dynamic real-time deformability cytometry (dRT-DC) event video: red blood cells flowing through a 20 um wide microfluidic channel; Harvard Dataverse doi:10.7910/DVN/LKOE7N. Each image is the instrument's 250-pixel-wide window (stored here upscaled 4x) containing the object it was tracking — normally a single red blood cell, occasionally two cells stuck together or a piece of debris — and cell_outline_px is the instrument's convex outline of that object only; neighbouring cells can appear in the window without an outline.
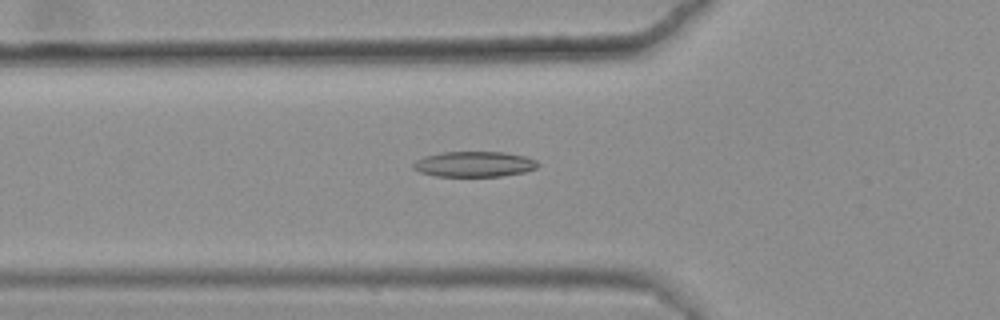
{"species": "common noctule bat (a hibernating species)", "species_latin": "Nyctalus noctula", "temperature_condition": "warm", "stored_images_in_passage": 50, "camera_frame_rate_fps": 3000, "um_per_image_px": 0.085, "animal": {"sex": "female", "body_mass_g": 25.1}, "frame": {"image": 1, "passage_image": 20, "time_ms": 6.333, "image_size_px": [1000, 320], "cell_outline_px": [[540, 164], [536, 168], [524, 172], [500, 176], [436, 176], [420, 172], [412, 168], [412, 164], [416, 160], [424, 156], [444, 152], [504, 152], [528, 156], [536, 160]], "centroid_in_image_um": [40.32, 13.94], "position_along_channel_um": 85.5, "area_um2": 18.55}}
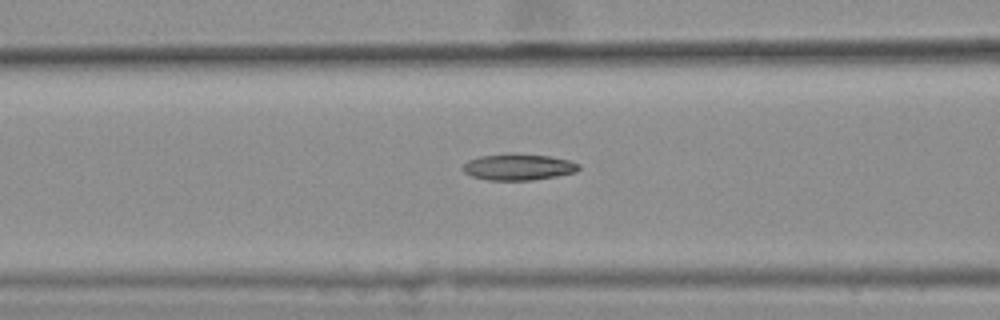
{"frame": {"image": 2, "passage_image": 23, "time_ms": 7.333, "image_size_px": [1000, 320], "cell_outline_px": [[580, 168], [576, 172], [556, 176], [532, 180], [488, 180], [472, 176], [464, 172], [460, 168], [468, 160], [480, 156], [512, 152], [516, 152], [552, 156], [572, 160], [580, 164]], "centroid_in_image_um": [44.08, 14.17], "position_along_channel_um": 122.5, "area_um2": 18.26}}
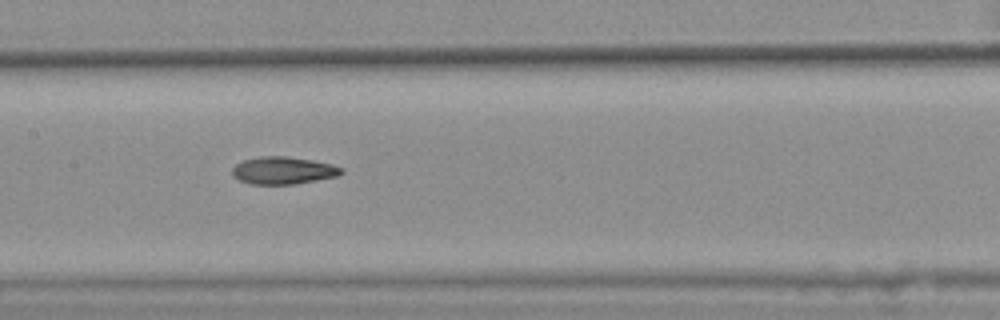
{"frame": {"image": 3, "passage_image": 28, "time_ms": 9.0, "image_size_px": [1000, 320], "cell_outline_px": [[344, 172], [340, 176], [296, 184], [248, 184], [232, 176], [232, 168], [236, 164], [244, 160], [260, 156], [284, 156], [312, 160], [332, 164], [344, 168]], "centroid_in_image_um": [24.1, 14.5], "position_along_channel_um": 183.3, "area_um2": 17.63}, "authors_computed_cell_mechanics": {"area_um2": 17.7157, "velocity_mm_per_s": 3.6529, "shape_relaxation_time_tau1_ms": null, "shape_relaxation_time_tau2_ms": 5.1259, "deformation_change_tau1": null, "deformation_change_tau2": 0.1393}}